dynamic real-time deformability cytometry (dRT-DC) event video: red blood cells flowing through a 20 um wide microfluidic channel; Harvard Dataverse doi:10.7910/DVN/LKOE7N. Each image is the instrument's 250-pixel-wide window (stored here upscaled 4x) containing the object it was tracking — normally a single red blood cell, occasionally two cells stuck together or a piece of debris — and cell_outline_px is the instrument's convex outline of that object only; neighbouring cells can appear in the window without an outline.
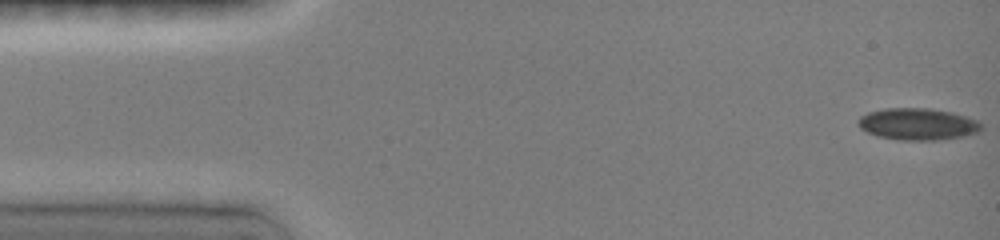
{"species": "common noctule bat (a hibernating species)", "species_latin": "Nyctalus noctula", "temperature_condition": "room temperature", "stored_images_in_passage": 20, "camera_frame_rate_fps": 3000, "um_per_image_px": 0.085, "animal": {"sex": "female", "body_mass_g": 19.0, "forearm_length_mm": 51.5}, "frame": {"image": 1, "passage_image": 1, "time_ms": 0.0, "image_size_px": [1000, 240], "cell_outline_px": [[984, 128], [976, 132], [960, 136], [940, 140], [900, 140], [876, 136], [860, 128], [856, 124], [856, 120], [860, 116], [868, 112], [884, 108], [928, 108], [952, 112], [976, 120]], "centroid_in_image_um": [77.94, 10.54], "position_along_channel_um": 7.1, "area_um2": 22.83}}
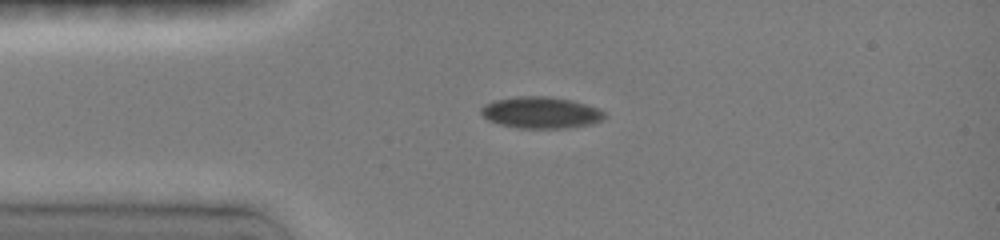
{"frame": {"image": 2, "passage_image": 9, "time_ms": 3.333, "image_size_px": [1000, 240], "cell_outline_px": [[608, 116], [604, 120], [592, 124], [564, 128], [516, 128], [500, 124], [488, 120], [480, 112], [480, 108], [484, 104], [492, 100], [516, 96], [548, 96], [572, 100], [600, 108]], "centroid_in_image_um": [45.99, 9.56], "position_along_channel_um": 39.0, "area_um2": 23.06}}
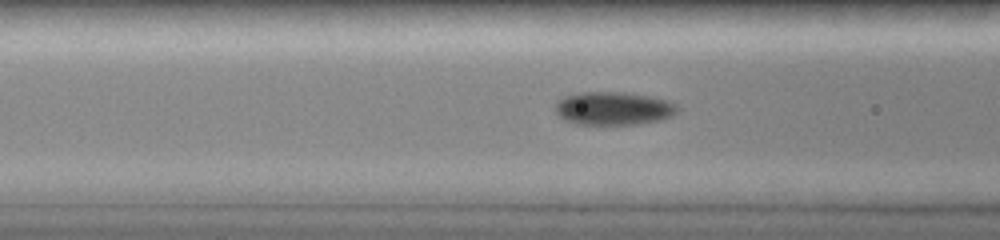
{"frame": {"image": 3, "passage_image": 15, "time_ms": 5.667, "image_size_px": [1000, 240], "cell_outline_px": [[680, 112], [672, 116], [660, 120], [636, 124], [576, 124], [564, 120], [556, 112], [556, 104], [564, 96], [584, 92], [616, 92], [648, 96], [668, 100], [676, 104], [680, 108]], "centroid_in_image_um": [52.19, 9.22], "position_along_channel_um": 114.4, "area_um2": 23.52}}